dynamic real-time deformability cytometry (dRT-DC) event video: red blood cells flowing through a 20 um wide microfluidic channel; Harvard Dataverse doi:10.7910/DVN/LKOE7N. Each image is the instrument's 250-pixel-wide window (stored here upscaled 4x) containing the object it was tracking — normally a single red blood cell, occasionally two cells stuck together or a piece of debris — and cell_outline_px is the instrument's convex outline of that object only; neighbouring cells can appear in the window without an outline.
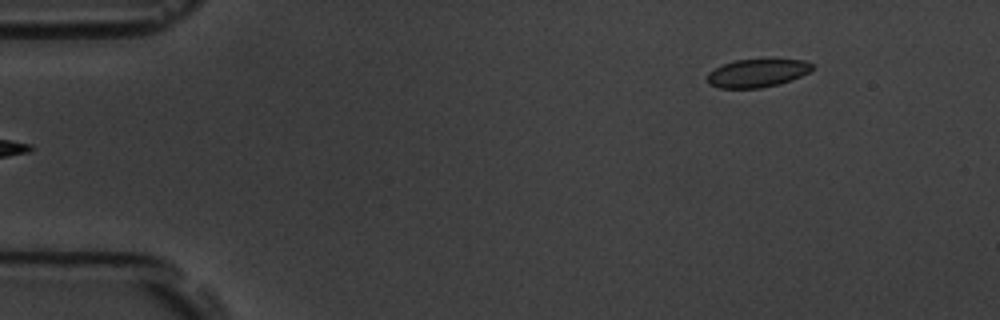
{"species": "common noctule bat (a hibernating species)", "species_latin": "Nyctalus noctula", "temperature_condition": "room temperature", "stored_images_in_passage": 5, "camera_frame_rate_fps": 3000, "um_per_image_px": 0.085, "animal": {"sex": "male", "body_mass_g": 19.5, "forearm_length_mm": 54.6}, "frame": {"image": 1, "passage_image": 5, "time_ms": 5.333, "image_size_px": [1000, 320], "cell_outline_px": [[812, 68], [808, 72], [800, 76], [780, 84], [760, 88], [720, 88], [708, 84], [708, 72], [724, 64], [736, 60], [804, 60], [812, 64]], "centroid_in_image_um": [64.34, 6.23], "position_along_channel_um": 20.7, "area_um2": 16.88}}